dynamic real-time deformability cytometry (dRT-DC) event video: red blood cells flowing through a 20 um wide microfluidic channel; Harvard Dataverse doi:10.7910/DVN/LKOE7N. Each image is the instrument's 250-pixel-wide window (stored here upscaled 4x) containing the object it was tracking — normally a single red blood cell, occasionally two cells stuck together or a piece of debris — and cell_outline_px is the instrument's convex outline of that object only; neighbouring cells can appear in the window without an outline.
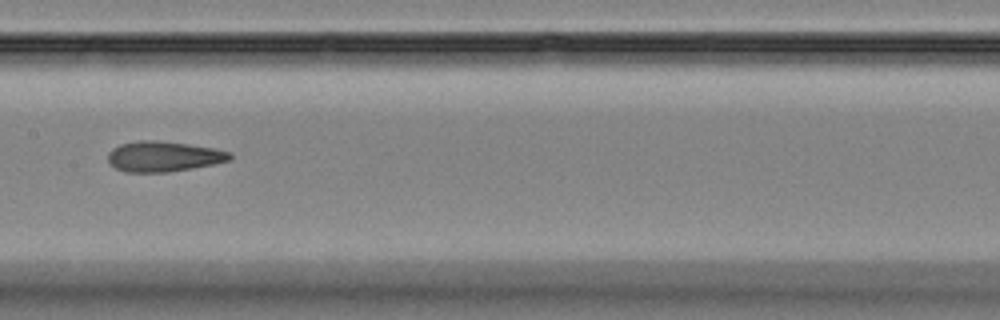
{"species": "Egyptian fruit bat (a non-hibernating species)", "species_latin": "Rousettus aegyptiacus", "temperature_condition": "room temperature", "stored_images_in_passage": 9, "camera_frame_rate_fps": 3000, "um_per_image_px": 0.085, "animal": {"sex": "female"}, "frame": {"image": 1, "passage_image": 8, "time_ms": 8.333, "image_size_px": [1000, 320], "cell_outline_px": [[232, 160], [192, 168], [168, 172], [124, 172], [116, 168], [108, 160], [108, 152], [112, 148], [120, 144], [136, 140], [156, 140], [188, 144], [212, 148], [228, 152], [232, 156]], "centroid_in_image_um": [13.86, 13.29], "position_along_channel_um": 193.5, "area_um2": 21.5}}
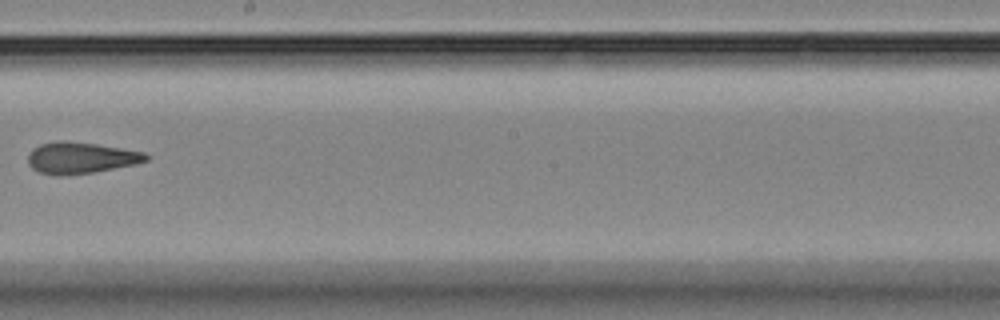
{"frame": {"image": 2, "passage_image": 9, "time_ms": 9.667, "image_size_px": [1000, 320], "cell_outline_px": [[148, 160], [136, 164], [92, 172], [40, 172], [32, 168], [28, 164], [28, 152], [32, 148], [40, 144], [60, 140], [68, 140], [96, 144], [144, 152], [148, 156]], "centroid_in_image_um": [6.87, 13.36], "position_along_channel_um": 241.3, "area_um2": 20.81}}